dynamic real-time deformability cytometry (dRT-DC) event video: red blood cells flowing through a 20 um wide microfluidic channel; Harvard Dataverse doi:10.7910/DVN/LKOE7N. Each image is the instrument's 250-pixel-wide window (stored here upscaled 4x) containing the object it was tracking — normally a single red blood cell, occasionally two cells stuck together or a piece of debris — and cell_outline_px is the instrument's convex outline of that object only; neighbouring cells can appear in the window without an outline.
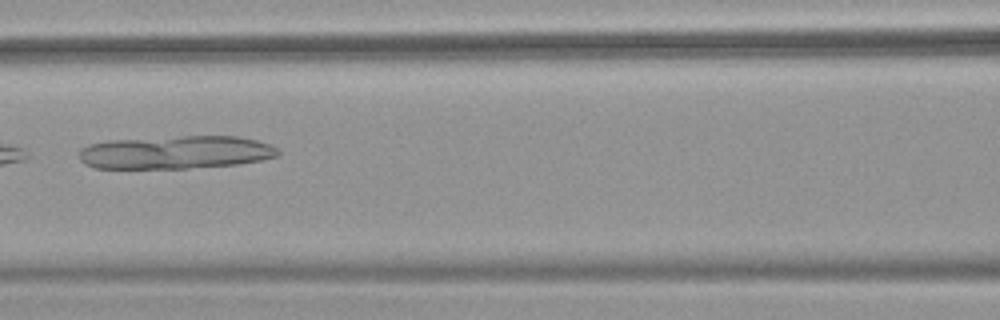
{"species": "common noctule bat (a hibernating species)", "species_latin": "Nyctalus noctula", "temperature_condition": "warm", "stored_images_in_passage": 49, "camera_frame_rate_fps": 3000, "um_per_image_px": 0.085, "animal": {"sex": "female", "body_mass_g": 18.4}, "frame": {"image": 1, "passage_image": 23, "time_ms": 7.333, "image_size_px": [1000, 320], "cell_outline_px": [[280, 152], [276, 156], [260, 160], [236, 164], [188, 168], [92, 168], [84, 164], [80, 160], [80, 148], [88, 144], [108, 140], [184, 136], [240, 136], [256, 140], [268, 144], [276, 148]], "centroid_in_image_um": [14.88, 12.94], "position_along_channel_um": 151.7, "area_um2": 38.38}}
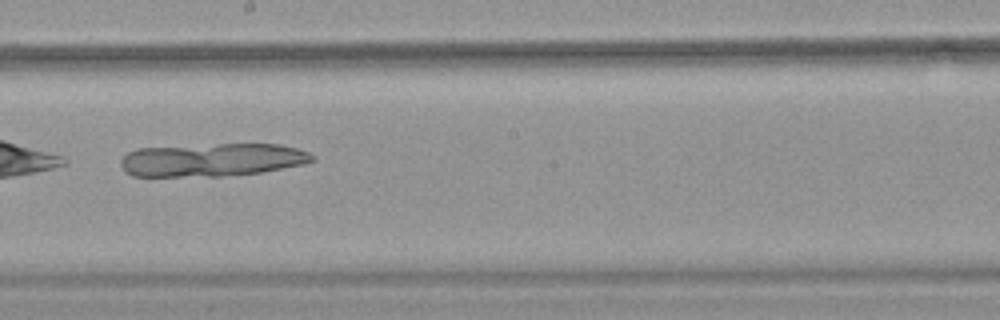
{"frame": {"image": 2, "passage_image": 29, "time_ms": 9.333, "image_size_px": [1000, 320], "cell_outline_px": [[316, 160], [304, 164], [260, 172], [220, 176], [132, 176], [124, 172], [120, 164], [120, 160], [128, 152], [140, 148], [220, 144], [280, 144], [296, 148], [308, 152], [316, 156]], "centroid_in_image_um": [18.04, 13.58], "position_along_channel_um": 230.2, "area_um2": 36.93}}
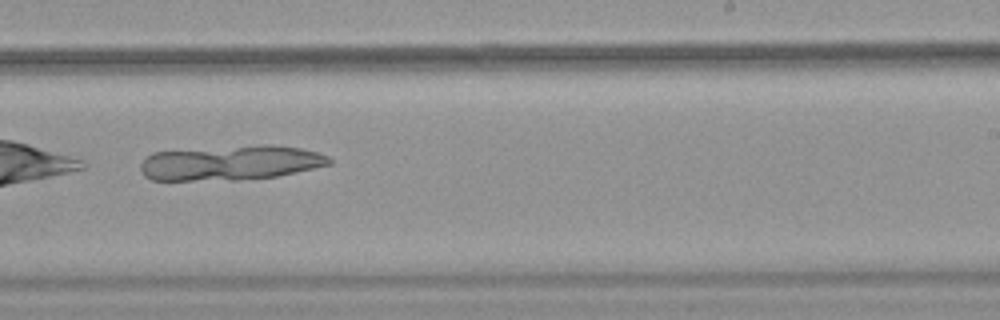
{"frame": {"image": 3, "passage_image": 32, "time_ms": 10.333, "image_size_px": [1000, 320], "cell_outline_px": [[332, 164], [276, 176], [236, 180], [152, 180], [144, 176], [140, 168], [140, 164], [152, 152], [264, 144], [272, 144], [300, 148], [316, 152], [328, 156], [332, 160]], "centroid_in_image_um": [19.6, 13.84], "position_along_channel_um": 269.4, "area_um2": 38.15}}